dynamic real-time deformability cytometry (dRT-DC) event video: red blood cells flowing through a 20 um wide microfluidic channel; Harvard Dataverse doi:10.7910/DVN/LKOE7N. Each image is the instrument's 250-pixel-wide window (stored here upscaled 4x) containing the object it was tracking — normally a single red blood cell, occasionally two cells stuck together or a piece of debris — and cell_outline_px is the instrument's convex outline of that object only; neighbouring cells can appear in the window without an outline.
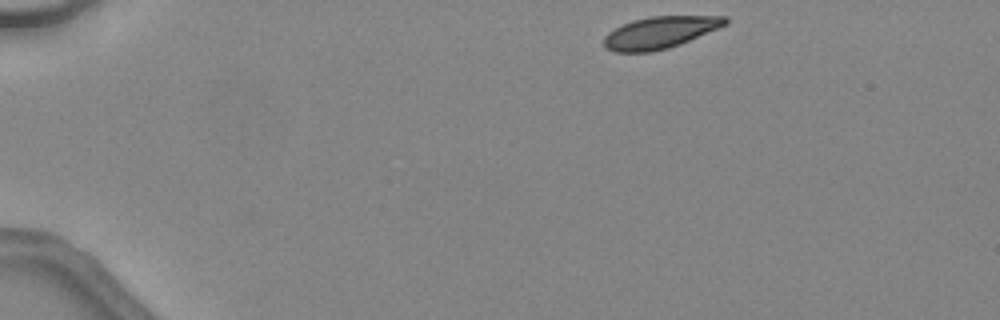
{"species": "common noctule bat (a hibernating species)", "species_latin": "Nyctalus noctula", "temperature_condition": "warm", "stored_images_in_passage": 2, "camera_frame_rate_fps": 3000, "um_per_image_px": 0.085, "animal": {"sex": "female", "body_mass_g": 24.6, "forearm_length_mm": 56.2}, "frame": {"image": 1, "passage_image": 1, "time_ms": 0.0, "image_size_px": [1000, 320], "cell_outline_px": [[728, 24], [680, 44], [668, 48], [648, 52], [616, 52], [604, 48], [604, 36], [608, 32], [632, 20], [652, 16], [728, 16]], "centroid_in_image_um": [56.1, 2.76], "position_along_channel_um": 28.9, "area_um2": 22.48}}